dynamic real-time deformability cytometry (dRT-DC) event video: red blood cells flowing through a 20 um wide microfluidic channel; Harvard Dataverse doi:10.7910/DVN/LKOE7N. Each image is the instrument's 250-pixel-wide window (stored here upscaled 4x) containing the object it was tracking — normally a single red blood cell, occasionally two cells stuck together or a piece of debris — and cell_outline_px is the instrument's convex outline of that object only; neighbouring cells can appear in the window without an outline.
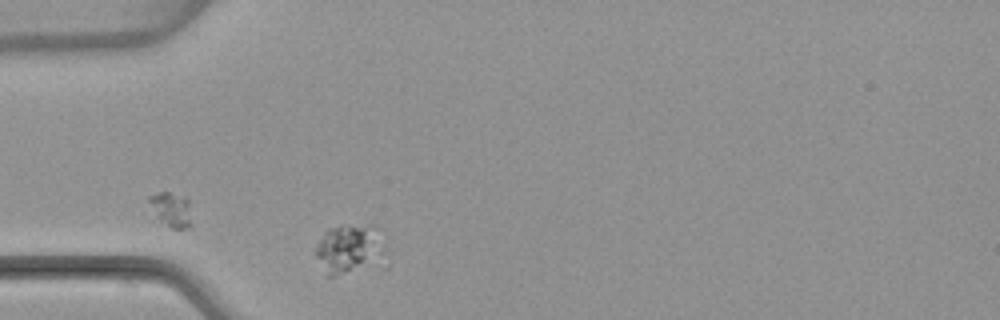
{"species": "common noctule bat (a hibernating species)", "species_latin": "Nyctalus noctula", "temperature_condition": "warm", "stored_images_in_passage": 1, "camera_frame_rate_fps": 3000, "um_per_image_px": 0.085, "animal": {"sex": "female", "body_mass_g": 22.7, "forearm_length_mm": 54.2}, "frame": {"image": 1, "passage_image": 1, "time_ms": 0.0, "image_size_px": [1000, 320], "cell_outline_px": [[380, 228], [372, 252], [348, 268], [332, 276], [328, 276], [316, 256], [316, 248], [324, 232], [328, 228], [340, 224], [376, 224]], "centroid_in_image_um": [29.37, 20.91], "position_along_channel_um": 55.6, "area_um2": 16.53}}